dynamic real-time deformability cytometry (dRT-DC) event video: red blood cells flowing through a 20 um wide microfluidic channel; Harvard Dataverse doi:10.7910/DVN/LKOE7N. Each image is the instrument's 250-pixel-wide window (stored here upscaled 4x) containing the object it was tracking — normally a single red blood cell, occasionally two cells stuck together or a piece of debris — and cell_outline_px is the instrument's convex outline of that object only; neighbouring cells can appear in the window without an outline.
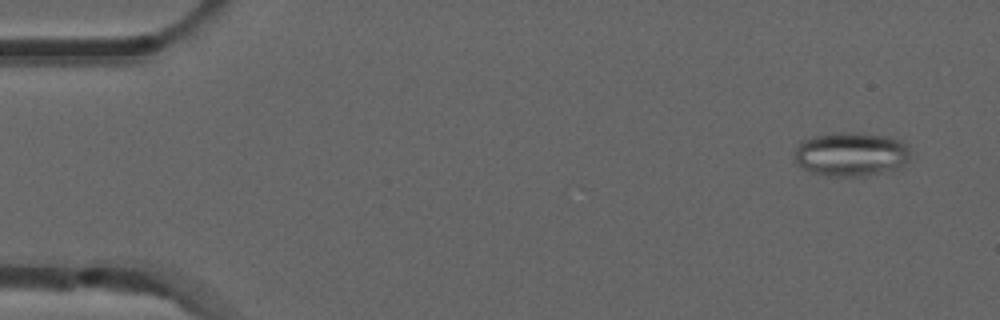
{"species": "common noctule bat (a hibernating species)", "species_latin": "Nyctalus noctula", "temperature_condition": "room temperature", "stored_images_in_passage": 52, "camera_frame_rate_fps": 3000, "um_per_image_px": 0.085, "animal": {"sex": "male", "forearm_length_mm": 52.5}, "frame": {"image": 1, "passage_image": 3, "time_ms": 0.667, "image_size_px": [1000, 320], "cell_outline_px": [[908, 160], [900, 168], [864, 176], [828, 176], [812, 172], [796, 164], [796, 148], [800, 140], [832, 132], [860, 132], [888, 136], [900, 140], [908, 144]], "centroid_in_image_um": [72.35, 13.09], "position_along_channel_um": 12.7, "area_um2": 29.94}}
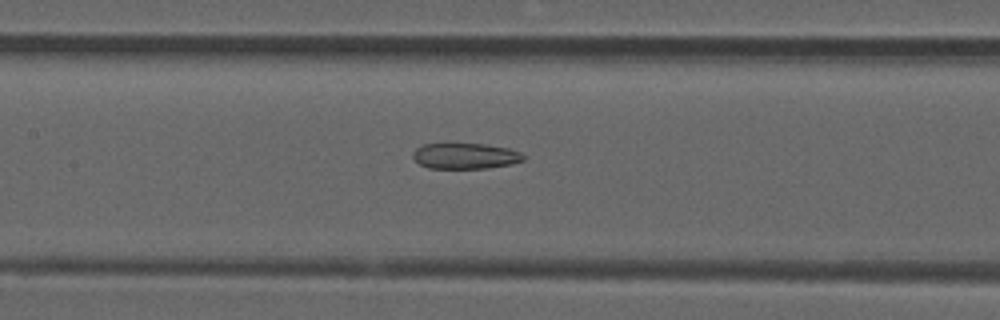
{"frame": {"image": 2, "passage_image": 24, "time_ms": 7.667, "image_size_px": [1000, 320], "cell_outline_px": [[524, 160], [512, 164], [488, 168], [428, 168], [420, 164], [412, 156], [416, 148], [424, 144], [484, 144], [508, 148], [520, 152], [524, 156]], "centroid_in_image_um": [39.56, 13.26], "position_along_channel_um": 167.8, "area_um2": 16.47}}
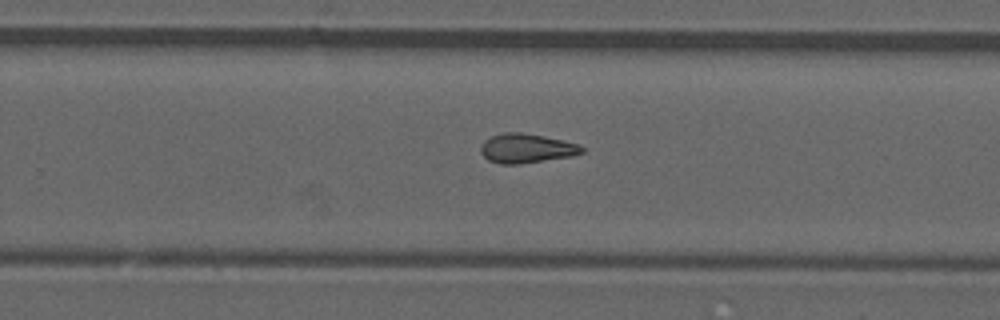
{"frame": {"image": 3, "passage_image": 33, "time_ms": 10.667, "image_size_px": [1000, 320], "cell_outline_px": [[584, 152], [572, 156], [520, 164], [500, 164], [488, 160], [480, 152], [480, 148], [484, 140], [492, 136], [504, 132], [520, 132], [544, 136], [580, 144], [584, 148]], "centroid_in_image_um": [44.75, 12.61], "position_along_channel_um": 285.1, "area_um2": 17.34}, "authors_computed_cell_mechanics": {"area_um2": 17.3689, "velocity_mm_per_s": 3.9249, "shape_relaxation_time_tau1_ms": null, "shape_relaxation_time_tau2_ms": 3.0886, "deformation_change_tau1": null, "deformation_change_tau2": 0.1192}}